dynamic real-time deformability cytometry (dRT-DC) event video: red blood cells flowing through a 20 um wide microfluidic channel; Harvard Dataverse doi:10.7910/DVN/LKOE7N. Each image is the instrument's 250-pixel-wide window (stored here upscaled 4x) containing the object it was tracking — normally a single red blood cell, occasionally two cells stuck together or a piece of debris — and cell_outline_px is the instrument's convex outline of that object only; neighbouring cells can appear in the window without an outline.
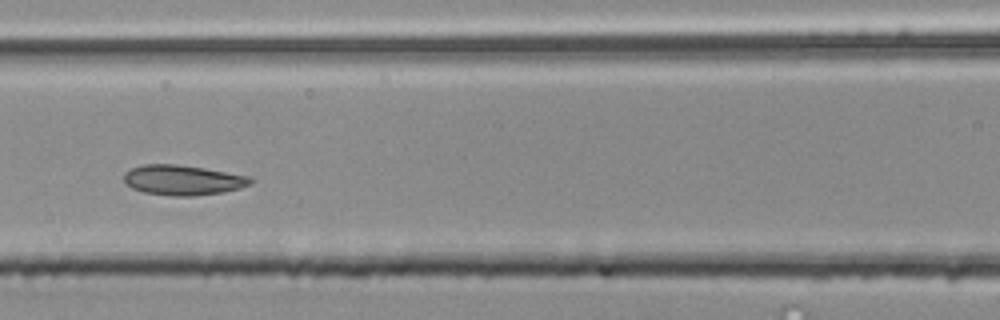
{"species": "common noctule bat (a hibernating species)", "species_latin": "Nyctalus noctula", "temperature_condition": "room temperature", "stored_images_in_passage": 15, "camera_frame_rate_fps": 3000, "um_per_image_px": 0.085, "animal": {"sex": "male", "body_mass_g": 20.4}, "frame": {"image": 1, "passage_image": 9, "time_ms": 2.667, "image_size_px": [1000, 320], "cell_outline_px": [[252, 184], [240, 188], [224, 192], [192, 196], [172, 196], [144, 192], [132, 188], [124, 184], [124, 172], [132, 168], [144, 164], [176, 164], [204, 168], [248, 176], [252, 180]], "centroid_in_image_um": [15.51, 15.31], "position_along_channel_um": 151.1, "area_um2": 22.2}}